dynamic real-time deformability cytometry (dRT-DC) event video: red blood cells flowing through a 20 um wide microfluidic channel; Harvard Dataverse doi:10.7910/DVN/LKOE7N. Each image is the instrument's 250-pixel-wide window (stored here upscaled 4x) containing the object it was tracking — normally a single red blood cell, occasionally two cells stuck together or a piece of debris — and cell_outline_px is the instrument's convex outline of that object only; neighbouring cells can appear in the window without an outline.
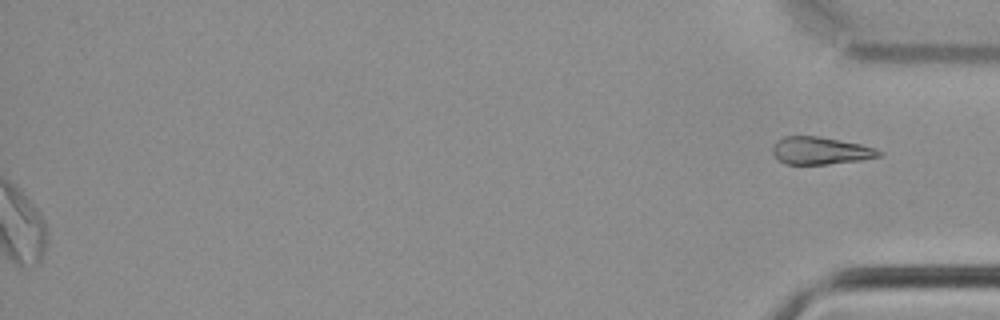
{"species": "common noctule bat (a hibernating species)", "species_latin": "Nyctalus noctula", "temperature_condition": "cold", "stored_images_in_passage": 45, "segment_of_instrument_passage": [2, 2], "camera_frame_rate_fps": 3000, "um_per_image_px": 0.085, "animal": {"sex": "male", "body_mass_g": 21.5, "forearm_length_mm": 52.0}, "frame": {"image": 1, "passage_image": 45, "time_ms": 14.667, "image_size_px": [1000, 320], "cell_outline_px": [[884, 152], [880, 156], [860, 160], [828, 164], [784, 164], [772, 152], [772, 144], [776, 140], [784, 136], [820, 136], [860, 144]], "centroid_in_image_um": [69.7, 12.8], "position_along_channel_um": 365.5, "area_um2": 16.99}}